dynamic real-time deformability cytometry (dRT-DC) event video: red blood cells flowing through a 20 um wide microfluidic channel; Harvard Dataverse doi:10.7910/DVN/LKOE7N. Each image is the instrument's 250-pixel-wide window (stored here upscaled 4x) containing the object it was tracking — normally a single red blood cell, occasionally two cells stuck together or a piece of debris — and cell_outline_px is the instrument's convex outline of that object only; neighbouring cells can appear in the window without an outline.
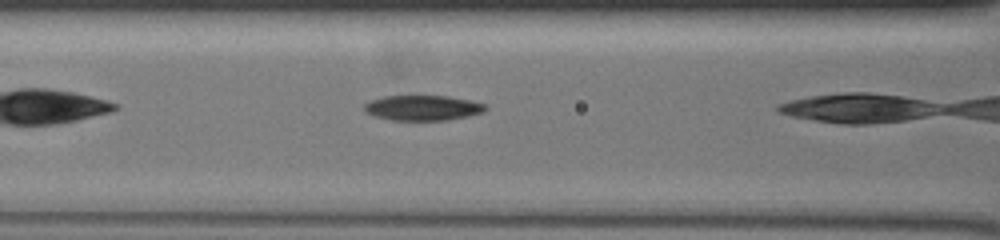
{"species": "common noctule bat (a hibernating species)", "species_latin": "Nyctalus noctula", "temperature_condition": "warm", "stored_images_in_passage": 7, "camera_frame_rate_fps": 3000, "um_per_image_px": 0.085, "animal": {"sex": "female", "body_mass_g": 19.5, "forearm_length_mm": 54.1}, "frame": {"image": 1, "passage_image": 6, "time_ms": 1.667, "image_size_px": [1000, 240], "cell_outline_px": [[488, 108], [484, 112], [468, 116], [448, 120], [392, 120], [376, 116], [364, 112], [364, 104], [368, 100], [384, 96], [448, 96], [472, 100], [484, 104]], "centroid_in_image_um": [35.93, 9.16], "position_along_channel_um": 130.7, "area_um2": 17.92}}